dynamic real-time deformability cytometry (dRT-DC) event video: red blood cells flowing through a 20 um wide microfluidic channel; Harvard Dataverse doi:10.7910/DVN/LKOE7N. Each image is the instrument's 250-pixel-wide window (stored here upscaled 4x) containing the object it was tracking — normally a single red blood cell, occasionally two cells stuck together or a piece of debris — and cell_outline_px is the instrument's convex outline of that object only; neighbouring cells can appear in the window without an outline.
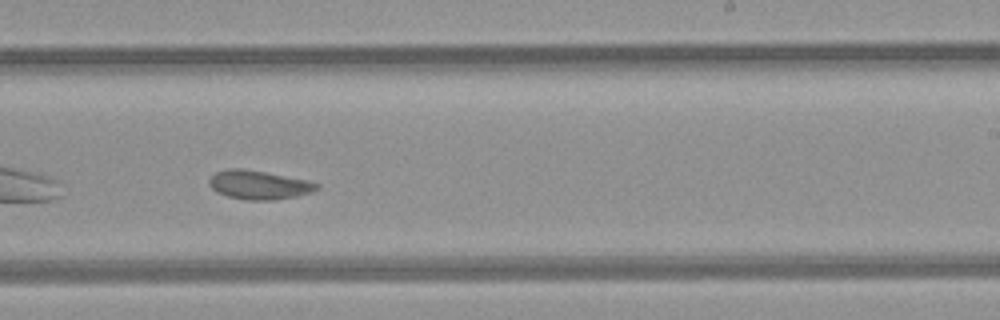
{"species": "common noctule bat (a hibernating species)", "species_latin": "Nyctalus noctula", "temperature_condition": "room temperature", "stored_images_in_passage": 29, "camera_frame_rate_fps": 3000, "um_per_image_px": 0.085, "animal": {"sex": "female", "body_mass_g": 21.9}, "frame": {"image": 1, "passage_image": 21, "time_ms": 6.667, "image_size_px": [1000, 320], "cell_outline_px": [[320, 188], [312, 192], [296, 196], [276, 200], [244, 200], [228, 196], [216, 192], [208, 184], [208, 180], [216, 172], [228, 168], [240, 168], [264, 172], [308, 180], [320, 184]], "centroid_in_image_um": [22.01, 15.72], "position_along_channel_um": 267.0, "area_um2": 18.15}, "authors_computed_cell_mechanics": {"area_um2": 17.918, "velocity_mm_per_s": 4.1864, "shape_relaxation_time_tau1_ms": null, "shape_relaxation_time_tau2_ms": 2.1034, "deformation_change_tau1": null, "deformation_change_tau2": 0.0645}}